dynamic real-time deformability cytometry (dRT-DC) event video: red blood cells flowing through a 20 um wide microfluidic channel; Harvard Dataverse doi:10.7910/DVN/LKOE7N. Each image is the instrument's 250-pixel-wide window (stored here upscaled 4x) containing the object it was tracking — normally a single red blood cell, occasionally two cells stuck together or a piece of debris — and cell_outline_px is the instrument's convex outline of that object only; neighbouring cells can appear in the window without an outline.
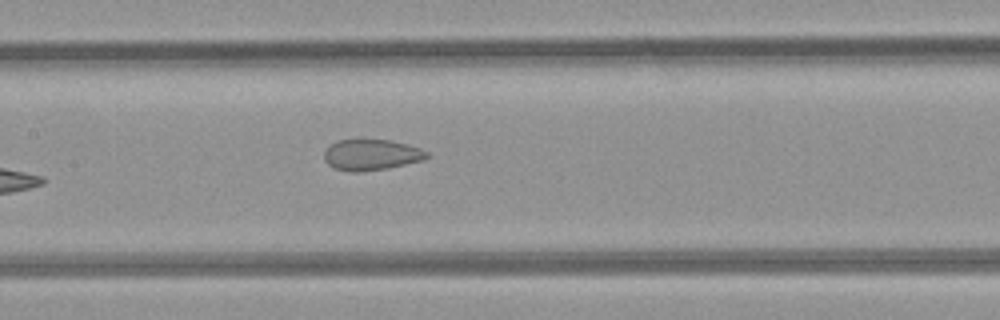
{"species": "common noctule bat (a hibernating species)", "species_latin": "Nyctalus noctula", "temperature_condition": "room temperature", "stored_images_in_passage": 7, "camera_frame_rate_fps": 3000, "um_per_image_px": 0.085, "animal": {"sex": "female", "body_mass_g": 21.9}, "frame": {"image": 1, "passage_image": 7, "time_ms": 7.667, "image_size_px": [1000, 320], "cell_outline_px": [[432, 156], [424, 160], [388, 168], [360, 172], [348, 172], [336, 168], [328, 164], [324, 160], [324, 152], [336, 140], [364, 136], [388, 140], [408, 144], [420, 148], [428, 152]], "centroid_in_image_um": [31.57, 13.11], "position_along_channel_um": 175.8, "area_um2": 19.31}}